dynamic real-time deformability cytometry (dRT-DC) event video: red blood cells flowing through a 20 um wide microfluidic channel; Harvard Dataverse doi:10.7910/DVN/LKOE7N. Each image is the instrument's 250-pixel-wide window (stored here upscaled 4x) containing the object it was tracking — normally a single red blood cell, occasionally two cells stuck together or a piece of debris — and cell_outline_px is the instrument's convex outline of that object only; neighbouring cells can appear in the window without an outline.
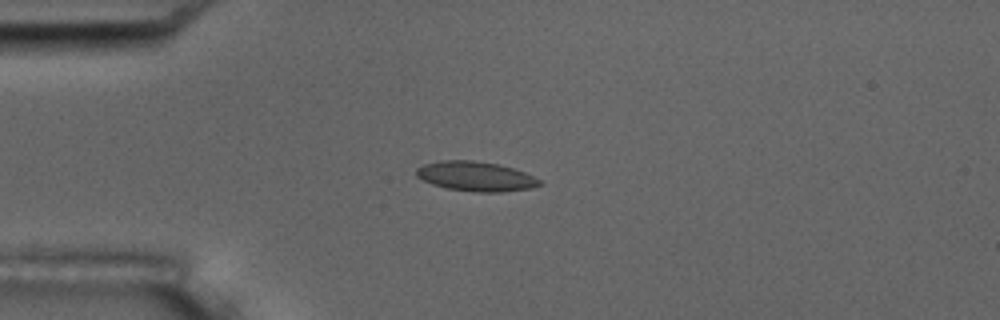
{"species": "common noctule bat (a hibernating species)", "species_latin": "Nyctalus noctula", "temperature_condition": "room temperature", "stored_images_in_passage": 10, "camera_frame_rate_fps": 3000, "um_per_image_px": 0.085, "animal": {"sex": "male", "body_mass_g": 17.5, "forearm_length_mm": 52.3}, "frame": {"image": 1, "passage_image": 4, "time_ms": 4.333, "image_size_px": [1000, 320], "cell_outline_px": [[544, 184], [528, 188], [504, 192], [476, 192], [448, 188], [432, 184], [416, 176], [416, 168], [424, 164], [444, 160], [472, 160], [496, 164], [512, 168], [524, 172], [540, 180]], "centroid_in_image_um": [40.43, 14.99], "position_along_channel_um": 44.6, "area_um2": 21.04}}
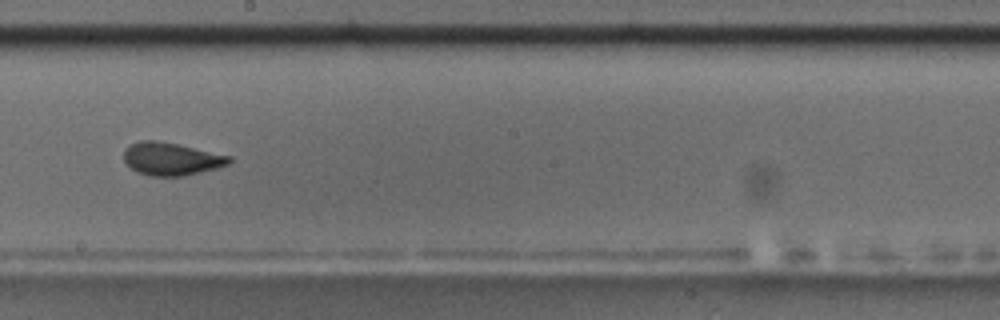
{"frame": {"image": 2, "passage_image": 9, "time_ms": 10.0, "image_size_px": [1000, 320], "cell_outline_px": [[232, 160], [228, 164], [216, 168], [184, 176], [148, 176], [136, 172], [124, 164], [124, 148], [128, 144], [140, 140], [160, 140], [180, 144], [232, 156]], "centroid_in_image_um": [14.51, 13.49], "position_along_channel_um": 233.7, "area_um2": 20.63}}